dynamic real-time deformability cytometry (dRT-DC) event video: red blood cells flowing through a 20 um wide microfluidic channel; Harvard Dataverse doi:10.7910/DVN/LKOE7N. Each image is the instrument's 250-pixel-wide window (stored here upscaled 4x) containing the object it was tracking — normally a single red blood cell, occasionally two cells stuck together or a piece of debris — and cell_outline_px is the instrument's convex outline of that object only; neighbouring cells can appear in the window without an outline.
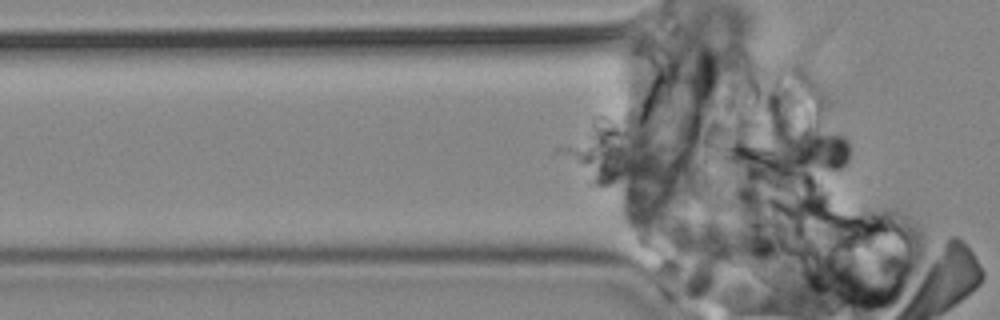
{"species": "common noctule bat (a hibernating species)", "species_latin": "Nyctalus noctula", "temperature_condition": "cold", "stored_images_in_passage": 19, "camera_frame_rate_fps": 3000, "um_per_image_px": 0.085, "animal": {"sex": "male", "body_mass_g": 19.2, "forearm_length_mm": 51.8}, "frame": {"image": 1, "passage_image": 19, "time_ms": 6.0, "image_size_px": [1000, 320], "cell_outline_px": [[848, 160], [840, 168], [812, 168], [784, 164], [776, 160], [776, 144], [804, 128], [808, 128], [832, 132], [844, 136], [848, 140]], "centroid_in_image_um": [69.15, 12.71], "position_along_channel_um": 56.6, "area_um2": 17.05}}